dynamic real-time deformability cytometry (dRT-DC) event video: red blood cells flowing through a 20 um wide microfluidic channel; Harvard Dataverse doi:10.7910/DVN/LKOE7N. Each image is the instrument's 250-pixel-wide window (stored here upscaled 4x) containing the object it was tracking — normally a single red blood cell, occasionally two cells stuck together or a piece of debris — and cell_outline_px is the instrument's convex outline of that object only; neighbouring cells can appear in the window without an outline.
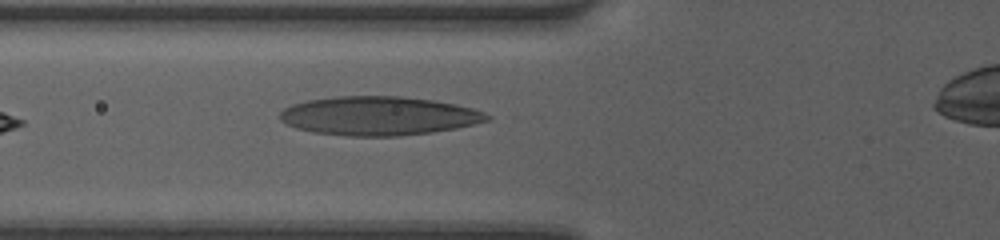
{"species": "human", "species_latin": "Homo sapiens", "temperature_condition": "room temperature", "stored_images_in_passage": 13, "camera_frame_rate_fps": 3000, "um_per_image_px": 0.085, "donor": {"sex": "female"}, "frame": {"image": 1, "passage_image": 2, "time_ms": 0.333, "image_size_px": [1000, 240], "cell_outline_px": [[492, 116], [488, 120], [456, 128], [432, 132], [396, 136], [348, 136], [312, 132], [296, 128], [280, 120], [280, 112], [284, 108], [292, 104], [308, 100], [336, 96], [400, 96], [432, 100], [456, 104], [472, 108], [484, 112]], "centroid_in_image_um": [32.17, 9.85], "position_along_channel_um": 93.6, "area_um2": 46.82}}
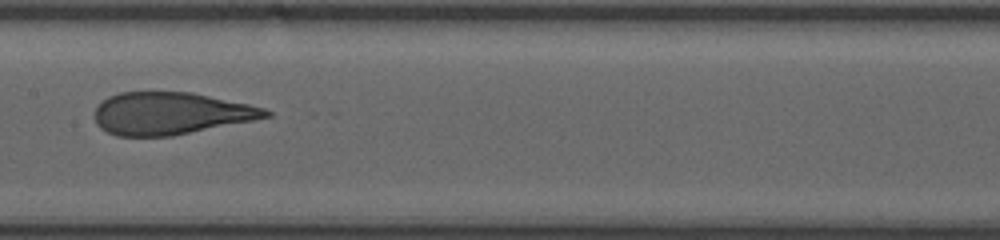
{"frame": {"image": 2, "passage_image": 7, "time_ms": 2.0, "image_size_px": [1000, 240], "cell_outline_px": [[272, 116], [172, 136], [116, 136], [100, 128], [96, 124], [92, 116], [96, 108], [108, 96], [120, 92], [192, 92], [248, 104], [264, 108], [272, 112]], "centroid_in_image_um": [14.46, 9.64], "position_along_channel_um": 192.9, "area_um2": 42.08}}
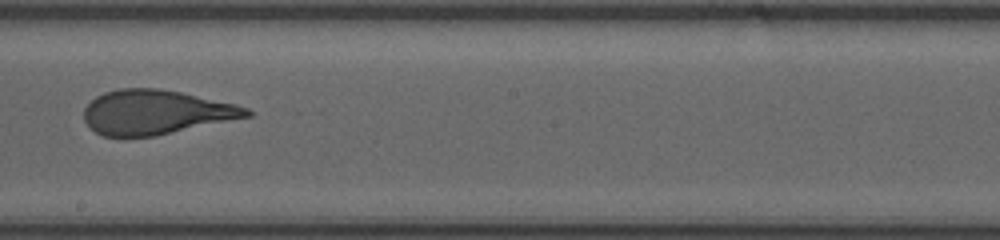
{"frame": {"image": 3, "passage_image": 9, "time_ms": 2.667, "image_size_px": [1000, 240], "cell_outline_px": [[252, 116], [156, 136], [104, 136], [88, 128], [84, 120], [84, 108], [96, 96], [104, 92], [120, 88], [160, 88], [180, 92], [236, 104], [248, 108], [252, 112]], "centroid_in_image_um": [13.24, 9.54], "position_along_channel_um": 235.0, "area_um2": 42.19}}